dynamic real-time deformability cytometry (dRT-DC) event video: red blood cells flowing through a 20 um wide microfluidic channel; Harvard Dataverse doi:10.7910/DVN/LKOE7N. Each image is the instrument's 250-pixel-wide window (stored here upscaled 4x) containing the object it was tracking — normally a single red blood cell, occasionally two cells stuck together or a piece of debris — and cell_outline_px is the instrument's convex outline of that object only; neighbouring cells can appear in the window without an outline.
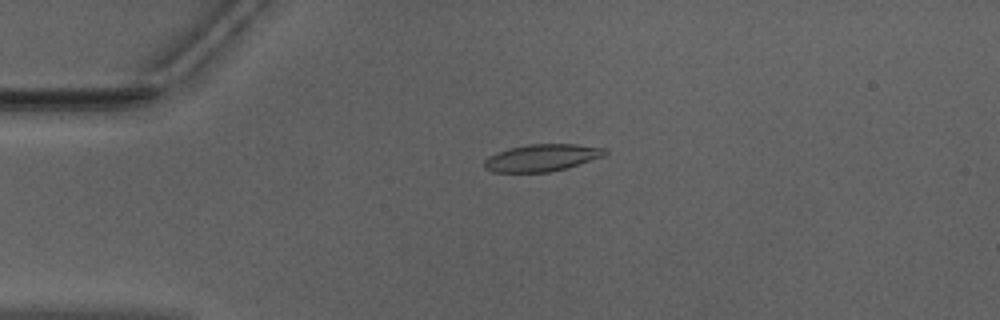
{"species": "Egyptian fruit bat (a non-hibernating species)", "species_latin": "Rousettus aegyptiacus", "temperature_condition": "warm", "stored_images_in_passage": 50, "camera_frame_rate_fps": 3000, "um_per_image_px": 0.085, "animal": {"sex": "male"}, "frame": {"image": 1, "passage_image": 10, "time_ms": 3.0, "image_size_px": [1000, 320], "cell_outline_px": [[608, 152], [604, 156], [568, 168], [548, 172], [492, 172], [484, 168], [484, 160], [488, 156], [496, 152], [508, 148], [528, 144], [576, 144], [608, 148]], "centroid_in_image_um": [46.07, 13.4], "position_along_channel_um": 38.9, "area_um2": 19.31}}
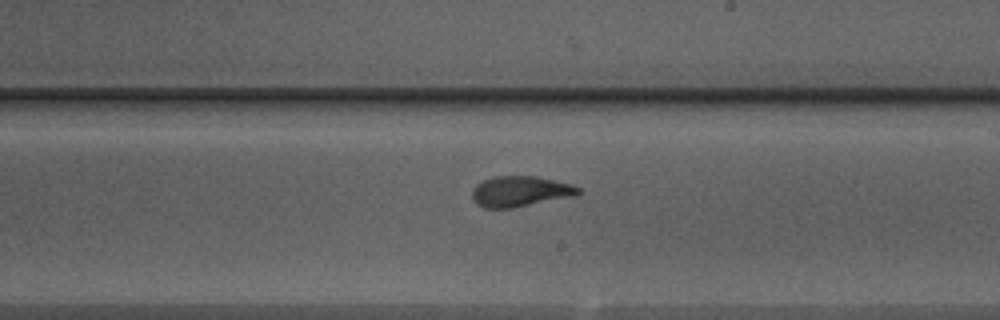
{"frame": {"image": 2, "passage_image": 28, "time_ms": 9.0, "image_size_px": [1000, 320], "cell_outline_px": [[580, 192], [572, 196], [512, 208], [484, 208], [476, 204], [472, 196], [472, 188], [476, 184], [484, 180], [496, 176], [536, 176], [572, 184], [580, 188]], "centroid_in_image_um": [44.18, 16.26], "position_along_channel_um": 244.8, "area_um2": 18.79}}
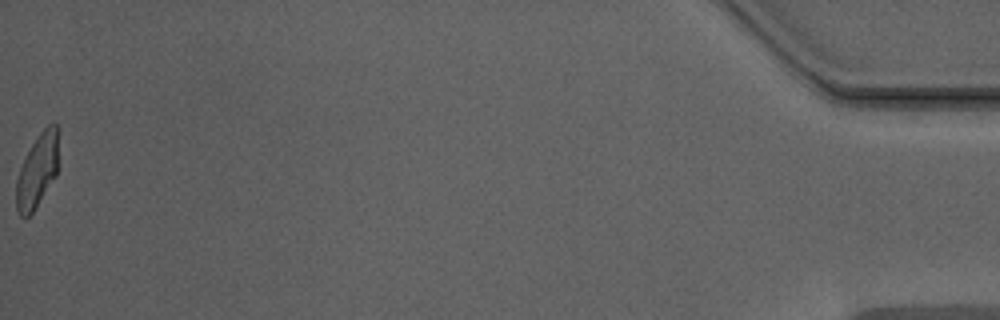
{"frame": {"image": 3, "passage_image": 50, "time_ms": 16.333, "image_size_px": [1000, 320], "cell_outline_px": [[56, 176], [32, 212], [28, 216], [20, 216], [16, 212], [16, 180], [20, 168], [32, 144], [40, 132], [48, 124], [56, 124]], "centroid_in_image_um": [3.12, 14.56], "position_along_channel_um": 432.1, "area_um2": 17.4}, "authors_computed_cell_mechanics": {"area_um2": 19.074, "velocity_mm_per_s": 3.9698, "shape_relaxation_time_tau1_ms": 3.9117, "shape_relaxation_time_tau2_ms": 1.3914, "deformation_change_tau1": 0.1726, "deformation_change_tau2": 0.0842}}